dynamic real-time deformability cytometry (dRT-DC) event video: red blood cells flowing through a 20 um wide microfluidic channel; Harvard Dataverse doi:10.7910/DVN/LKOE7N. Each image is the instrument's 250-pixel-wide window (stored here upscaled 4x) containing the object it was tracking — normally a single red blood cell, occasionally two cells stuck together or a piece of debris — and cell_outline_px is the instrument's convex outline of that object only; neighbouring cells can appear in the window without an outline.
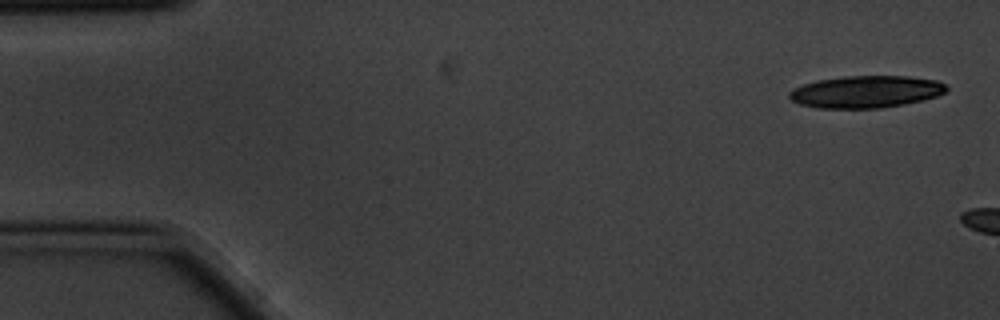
{"species": "common noctule bat (a hibernating species)", "species_latin": "Nyctalus noctula", "temperature_condition": "cold", "stored_images_in_passage": 3, "camera_frame_rate_fps": 3000, "um_per_image_px": 0.085, "animal": {"sex": "male", "body_mass_g": 20.1, "forearm_length_mm": 53.5}, "frame": {"image": 1, "passage_image": 1, "time_ms": 0.0, "image_size_px": [1000, 320], "cell_outline_px": [[948, 88], [944, 92], [936, 96], [904, 104], [880, 108], [816, 108], [800, 104], [792, 100], [788, 96], [788, 92], [792, 88], [816, 80], [844, 76], [908, 76], [936, 80], [944, 84]], "centroid_in_image_um": [73.55, 7.79], "position_along_channel_um": 11.4, "area_um2": 29.36}}